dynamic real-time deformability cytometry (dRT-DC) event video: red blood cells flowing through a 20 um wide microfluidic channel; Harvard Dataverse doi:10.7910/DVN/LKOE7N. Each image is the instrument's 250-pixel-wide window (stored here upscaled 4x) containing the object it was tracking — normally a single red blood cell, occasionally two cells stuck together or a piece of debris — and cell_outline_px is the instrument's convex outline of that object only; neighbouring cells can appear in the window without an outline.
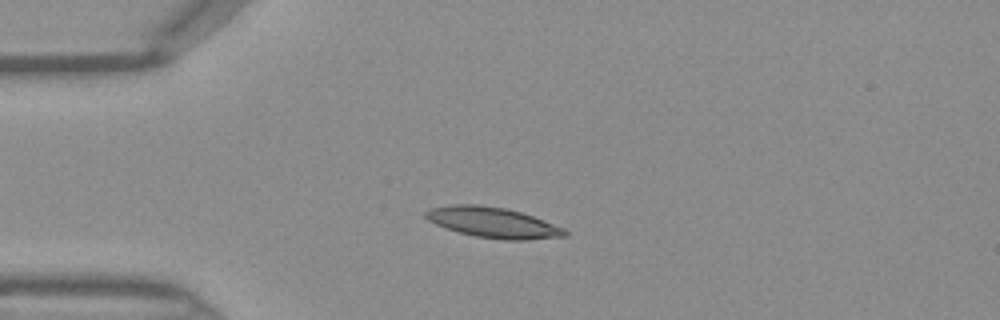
{"species": "Egyptian fruit bat (a non-hibernating species)", "species_latin": "Rousettus aegyptiacus", "temperature_condition": "warm", "stored_images_in_passage": 35, "camera_frame_rate_fps": 3000, "um_per_image_px": 0.085, "frame": {"image": 1, "passage_image": 1, "time_ms": 0.0, "image_size_px": [1000, 320], "cell_outline_px": [[568, 236], [528, 240], [504, 240], [476, 236], [460, 232], [436, 224], [428, 220], [424, 216], [424, 212], [432, 208], [452, 204], [476, 204], [504, 208], [520, 212], [544, 220], [564, 228], [568, 232]], "centroid_in_image_um": [41.93, 18.92], "position_along_channel_um": 43.1, "area_um2": 24.57}}
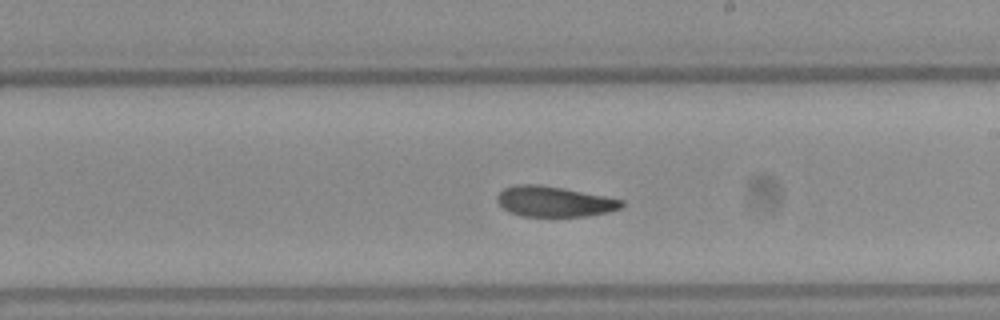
{"frame": {"image": 2, "passage_image": 16, "time_ms": 5.0, "image_size_px": [1000, 320], "cell_outline_px": [[624, 204], [620, 208], [608, 212], [584, 216], [524, 216], [512, 212], [504, 208], [496, 200], [496, 196], [504, 188], [516, 184], [540, 184], [564, 188], [608, 196], [624, 200]], "centroid_in_image_um": [47.14, 17.11], "position_along_channel_um": 241.9, "area_um2": 22.08}}
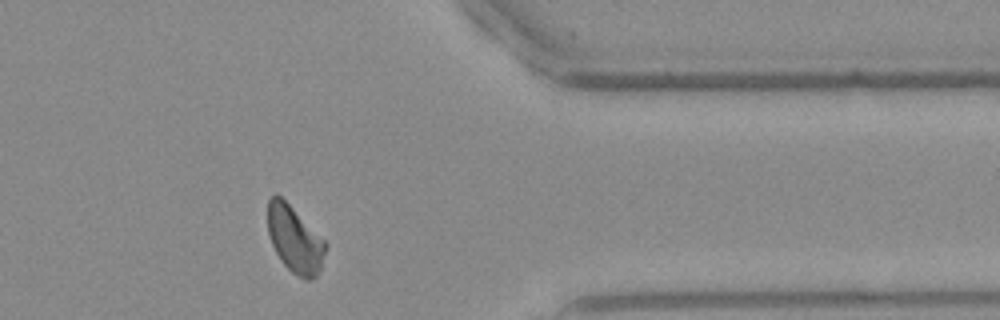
{"frame": {"image": 3, "passage_image": 27, "time_ms": 8.667, "image_size_px": [1000, 320], "cell_outline_px": [[328, 244], [320, 268], [316, 276], [312, 280], [304, 280], [296, 276], [280, 260], [272, 244], [268, 232], [268, 196], [276, 192]], "centroid_in_image_um": [25.04, 20.36], "position_along_channel_um": 386.4, "area_um2": 22.25}}